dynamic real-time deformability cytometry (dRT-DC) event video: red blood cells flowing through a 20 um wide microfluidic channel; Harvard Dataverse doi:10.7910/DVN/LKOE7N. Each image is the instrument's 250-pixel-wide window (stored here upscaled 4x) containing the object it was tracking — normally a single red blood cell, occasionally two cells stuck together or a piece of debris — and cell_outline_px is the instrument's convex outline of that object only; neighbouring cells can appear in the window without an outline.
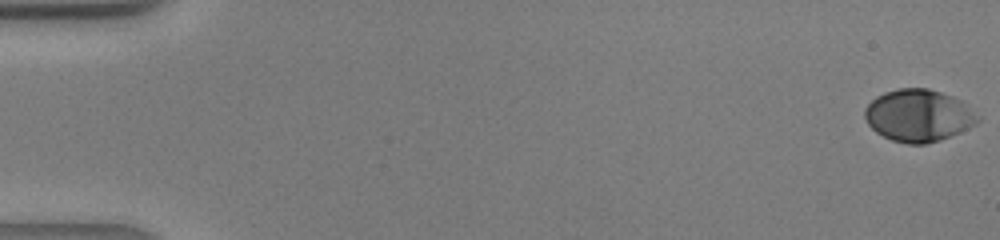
{"species": "human", "species_latin": "Homo sapiens", "temperature_condition": "warm", "stored_images_in_passage": 43, "camera_frame_rate_fps": 3000, "um_per_image_px": 0.085, "donor": {"sex": "male"}, "frame": {"image": 1, "passage_image": 1, "time_ms": 0.0, "image_size_px": [1000, 240], "cell_outline_px": [[980, 120], [976, 124], [960, 132], [940, 140], [924, 144], [908, 144], [892, 140], [876, 132], [868, 124], [864, 116], [864, 108], [876, 96], [884, 92], [900, 88], [928, 88], [952, 96], [960, 100], [980, 116]], "centroid_in_image_um": [78.07, 9.82], "position_along_channel_um": 6.9, "area_um2": 34.33}}
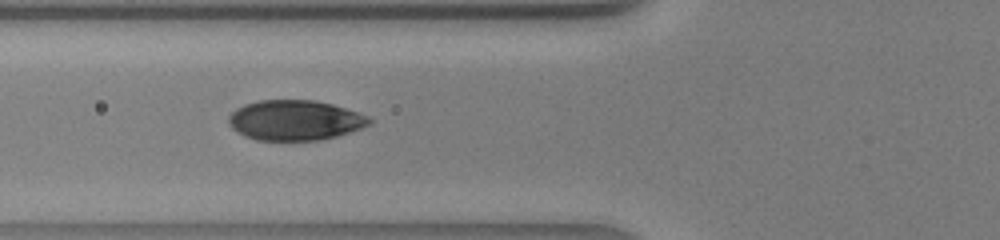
{"frame": {"image": 2, "passage_image": 17, "time_ms": 5.333, "image_size_px": [1000, 240], "cell_outline_px": [[372, 124], [336, 136], [320, 140], [256, 140], [244, 136], [232, 128], [228, 124], [228, 116], [236, 108], [244, 104], [260, 100], [316, 100], [332, 104], [360, 112], [368, 116], [372, 120]], "centroid_in_image_um": [25.07, 10.21], "position_along_channel_um": 100.7, "area_um2": 33.06}}
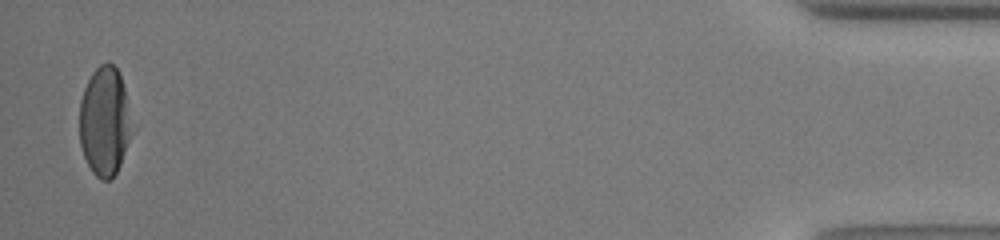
{"frame": {"image": 3, "passage_image": 42, "time_ms": 13.667, "image_size_px": [1000, 240], "cell_outline_px": [[128, 140], [120, 164], [116, 172], [108, 180], [100, 180], [92, 172], [84, 156], [80, 144], [80, 100], [84, 88], [92, 72], [100, 64], [108, 60], [120, 72], [124, 88], [128, 136]], "centroid_in_image_um": [8.82, 10.29], "position_along_channel_um": 426.4, "area_um2": 32.08}}